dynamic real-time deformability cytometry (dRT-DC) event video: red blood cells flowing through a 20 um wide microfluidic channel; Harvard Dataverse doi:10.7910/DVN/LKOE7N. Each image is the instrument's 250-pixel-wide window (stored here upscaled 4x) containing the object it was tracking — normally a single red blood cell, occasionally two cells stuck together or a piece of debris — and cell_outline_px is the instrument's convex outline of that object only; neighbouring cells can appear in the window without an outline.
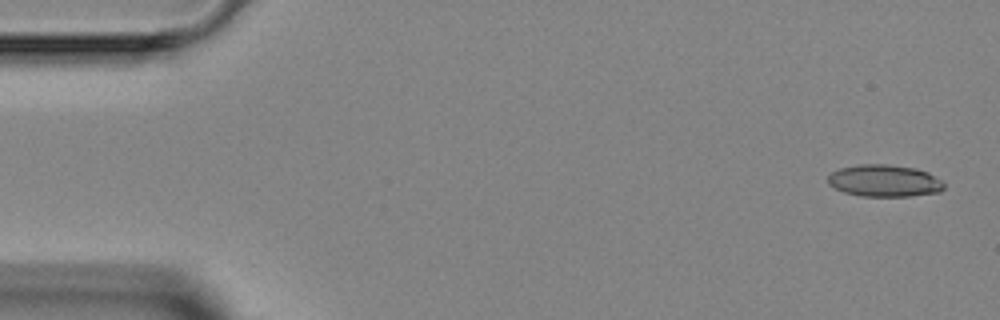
{"species": "Egyptian fruit bat (a non-hibernating species)", "species_latin": "Rousettus aegyptiacus", "temperature_condition": "room temperature", "stored_images_in_passage": 5, "camera_frame_rate_fps": 3000, "um_per_image_px": 0.085, "animal": {"sex": "female"}, "frame": {"image": 1, "passage_image": 1, "time_ms": 0.0, "image_size_px": [1000, 320], "cell_outline_px": [[944, 188], [940, 192], [912, 196], [860, 196], [844, 192], [828, 184], [828, 176], [832, 172], [840, 168], [860, 164], [888, 164], [916, 168], [928, 172], [940, 180], [944, 184]], "centroid_in_image_um": [75.18, 15.36], "position_along_channel_um": 9.8, "area_um2": 21.68}}
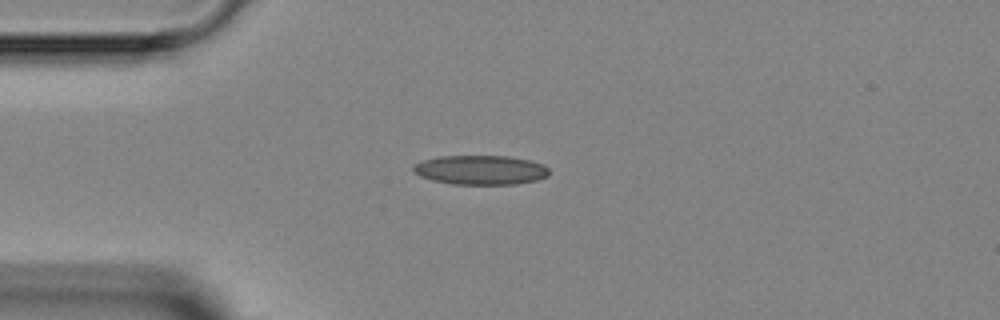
{"frame": {"image": 2, "passage_image": 4, "time_ms": 3.333, "image_size_px": [1000, 320], "cell_outline_px": [[548, 176], [536, 180], [516, 184], [452, 184], [432, 180], [420, 176], [412, 172], [412, 168], [420, 160], [440, 156], [508, 156], [528, 160], [544, 164], [548, 168]], "centroid_in_image_um": [40.82, 14.44], "position_along_channel_um": 44.2, "area_um2": 23.29}}